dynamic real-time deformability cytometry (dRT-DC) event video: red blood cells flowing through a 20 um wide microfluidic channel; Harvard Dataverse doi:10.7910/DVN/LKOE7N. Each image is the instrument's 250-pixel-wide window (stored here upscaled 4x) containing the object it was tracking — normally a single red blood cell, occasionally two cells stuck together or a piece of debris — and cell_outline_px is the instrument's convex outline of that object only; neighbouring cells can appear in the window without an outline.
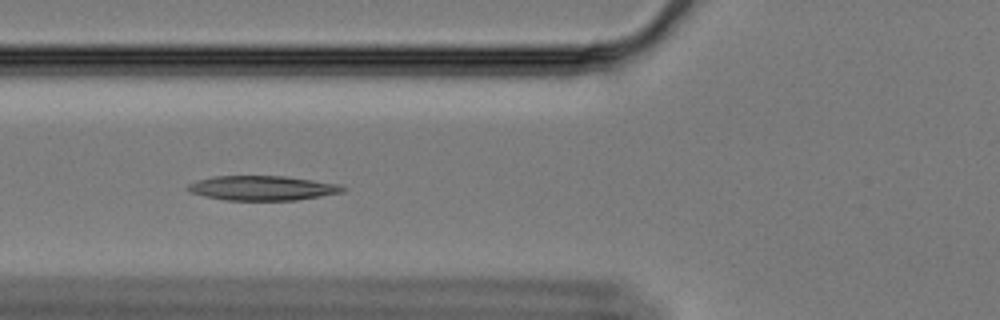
{"species": "Egyptian fruit bat (a non-hibernating species)", "species_latin": "Rousettus aegyptiacus", "temperature_condition": "cold", "stored_images_in_passage": 41, "camera_frame_rate_fps": 3000, "um_per_image_px": 0.085, "animal": {"sex": "female"}, "frame": {"image": 1, "passage_image": 4, "time_ms": 1.0, "image_size_px": [1000, 320], "cell_outline_px": [[348, 188], [344, 192], [296, 200], [224, 200], [204, 196], [188, 192], [184, 188], [188, 184], [196, 180], [212, 176], [284, 176], [340, 184]], "centroid_in_image_um": [22.26, 15.98], "position_along_channel_um": 103.5, "area_um2": 22.43}}
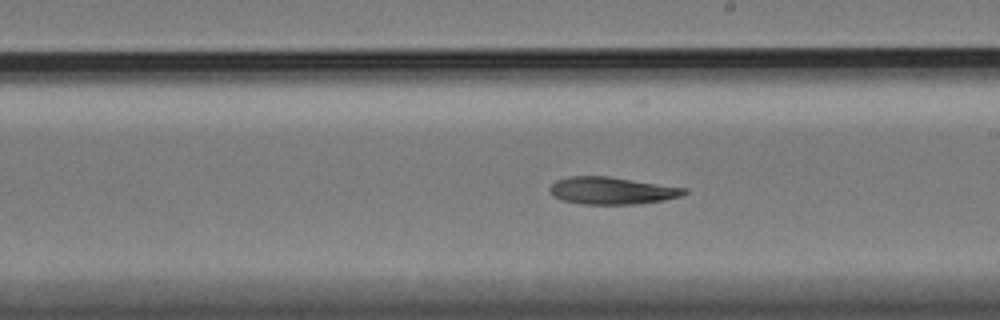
{"frame": {"image": 2, "passage_image": 16, "time_ms": 5.0, "image_size_px": [1000, 320], "cell_outline_px": [[688, 192], [680, 196], [664, 200], [636, 204], [584, 204], [560, 200], [552, 196], [548, 188], [556, 180], [568, 176], [608, 176], [688, 188]], "centroid_in_image_um": [51.98, 16.2], "position_along_channel_um": 237.0, "area_um2": 21.5}}
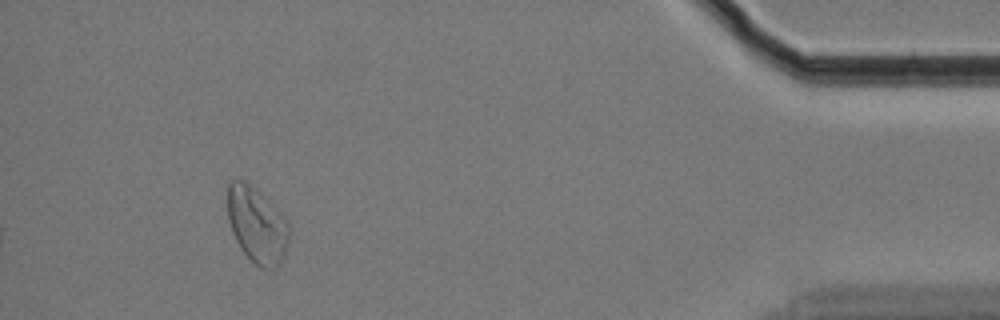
{"frame": {"image": 3, "passage_image": 37, "time_ms": 12.0, "image_size_px": [1000, 320], "cell_outline_px": [[288, 248], [280, 264], [272, 268], [260, 268], [240, 248], [232, 232], [228, 220], [228, 184], [232, 180], [240, 180], [256, 188], [280, 208], [288, 220]], "centroid_in_image_um": [21.87, 19.1], "position_along_channel_um": 413.3, "area_um2": 27.46}, "authors_computed_cell_mechanics": {"area_um2": 22.253, "velocity_mm_per_s": 3.3273, "shape_relaxation_time_tau1_ms": 10.451, "shape_relaxation_time_tau2_ms": null, "deformation_change_tau1": 0.203, "deformation_change_tau2": null}}